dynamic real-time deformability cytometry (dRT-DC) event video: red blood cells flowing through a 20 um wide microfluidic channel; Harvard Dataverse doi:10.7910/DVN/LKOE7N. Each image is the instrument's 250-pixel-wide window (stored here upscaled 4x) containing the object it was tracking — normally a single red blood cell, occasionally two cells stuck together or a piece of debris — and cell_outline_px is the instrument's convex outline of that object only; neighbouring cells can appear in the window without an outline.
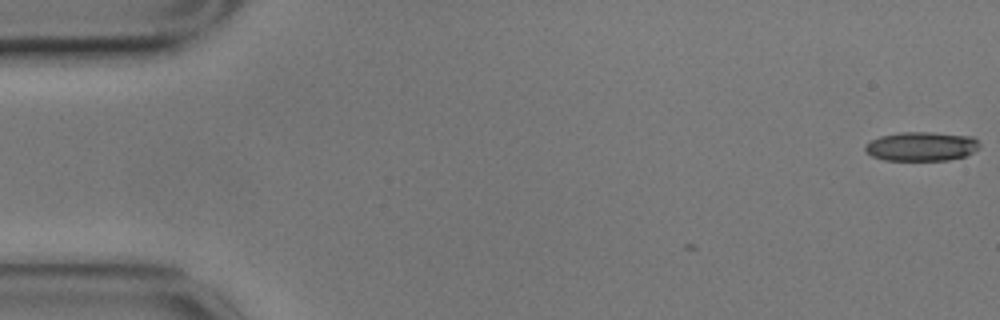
{"species": "common noctule bat (a hibernating species)", "species_latin": "Nyctalus noctula", "temperature_condition": "cold", "stored_images_in_passage": 2, "camera_frame_rate_fps": 3000, "um_per_image_px": 0.085, "animal": {"sex": "male", "body_mass_g": 17.9}, "frame": {"image": 1, "passage_image": 2, "time_ms": 0.333, "image_size_px": [1000, 320], "cell_outline_px": [[980, 148], [964, 156], [948, 160], [884, 160], [872, 156], [864, 152], [864, 144], [880, 136], [900, 132], [928, 132], [972, 136], [980, 144]], "centroid_in_image_um": [78.29, 12.44], "position_along_channel_um": 6.7, "area_um2": 19.48}}